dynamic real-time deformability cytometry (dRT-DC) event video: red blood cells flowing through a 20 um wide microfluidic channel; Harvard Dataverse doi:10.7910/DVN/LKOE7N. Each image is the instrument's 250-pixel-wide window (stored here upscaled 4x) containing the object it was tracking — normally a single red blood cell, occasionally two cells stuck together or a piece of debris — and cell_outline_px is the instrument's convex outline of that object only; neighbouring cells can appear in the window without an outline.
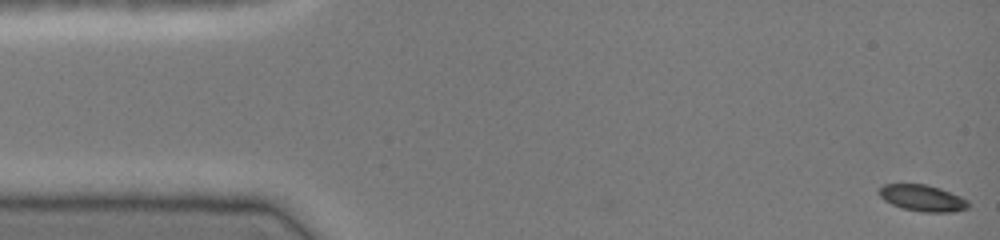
{"species": "common noctule bat (a hibernating species)", "species_latin": "Nyctalus noctula", "temperature_condition": "cold", "stored_images_in_passage": 38, "camera_frame_rate_fps": 3000, "um_per_image_px": 0.085, "animal": {"sex": "female", "body_mass_g": 19.0, "forearm_length_mm": 51.5}, "frame": {"image": 1, "passage_image": 1, "time_ms": 0.0, "image_size_px": [1000, 240], "cell_outline_px": [[968, 208], [952, 212], [920, 212], [904, 208], [892, 204], [884, 200], [880, 196], [880, 188], [884, 184], [928, 184], [940, 188], [960, 196], [968, 200]], "centroid_in_image_um": [78.43, 16.83], "position_along_channel_um": 6.6, "area_um2": 13.64}}
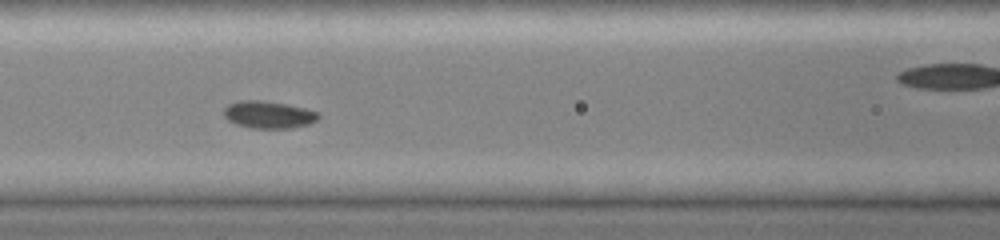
{"frame": {"image": 2, "passage_image": 20, "time_ms": 6.333, "image_size_px": [1000, 240], "cell_outline_px": [[320, 116], [316, 120], [308, 124], [292, 128], [252, 128], [236, 124], [228, 120], [224, 116], [224, 108], [228, 104], [240, 100], [260, 100], [288, 104], [320, 112]], "centroid_in_image_um": [22.83, 9.74], "position_along_channel_um": 143.8, "area_um2": 15.09}}
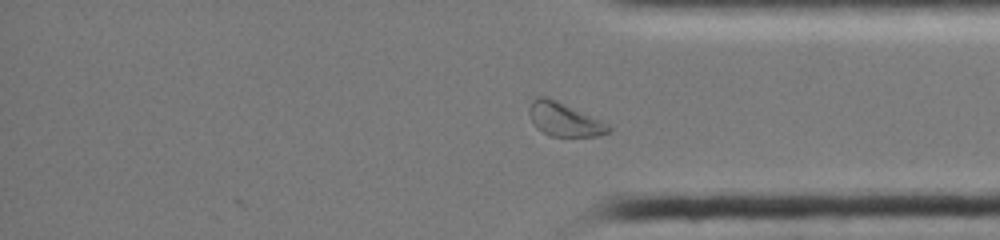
{"frame": {"image": 3, "passage_image": 38, "time_ms": 12.333, "image_size_px": [1000, 240], "cell_outline_px": [[612, 132], [596, 136], [552, 136], [536, 128], [528, 112], [528, 108], [532, 100], [536, 96], [544, 96], [556, 100], [612, 124]], "centroid_in_image_um": [48.01, 10.15], "position_along_channel_um": 387.2, "area_um2": 15.72}}